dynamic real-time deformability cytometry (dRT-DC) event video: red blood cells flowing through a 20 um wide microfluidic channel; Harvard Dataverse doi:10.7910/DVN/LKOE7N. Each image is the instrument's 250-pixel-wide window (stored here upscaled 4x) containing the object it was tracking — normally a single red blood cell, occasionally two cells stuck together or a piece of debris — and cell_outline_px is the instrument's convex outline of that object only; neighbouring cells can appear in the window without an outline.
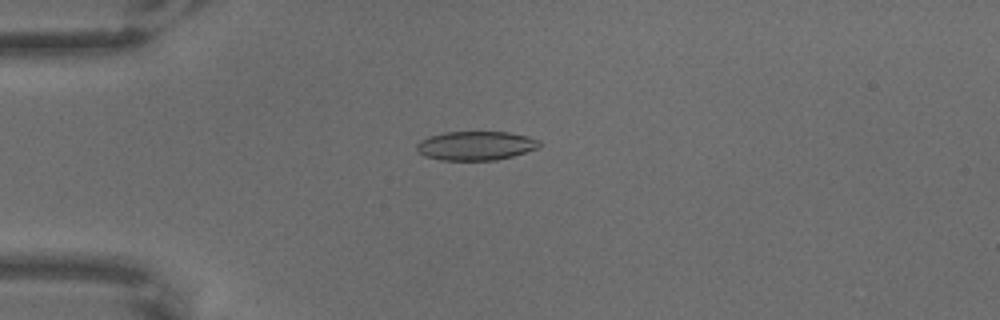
{"species": "common noctule bat (a hibernating species)", "species_latin": "Nyctalus noctula", "temperature_condition": "warm", "stored_images_in_passage": 64, "camera_frame_rate_fps": 3000, "um_per_image_px": 0.085, "animal": {"sex": "male", "body_mass_g": 18.8}, "frame": {"image": 1, "passage_image": 17, "time_ms": 5.333, "image_size_px": [1000, 320], "cell_outline_px": [[544, 144], [540, 148], [512, 156], [496, 160], [440, 160], [424, 156], [416, 148], [416, 144], [420, 140], [428, 136], [444, 132], [508, 132], [528, 136], [540, 140]], "centroid_in_image_um": [40.48, 12.38], "position_along_channel_um": 44.5, "area_um2": 20.98}}
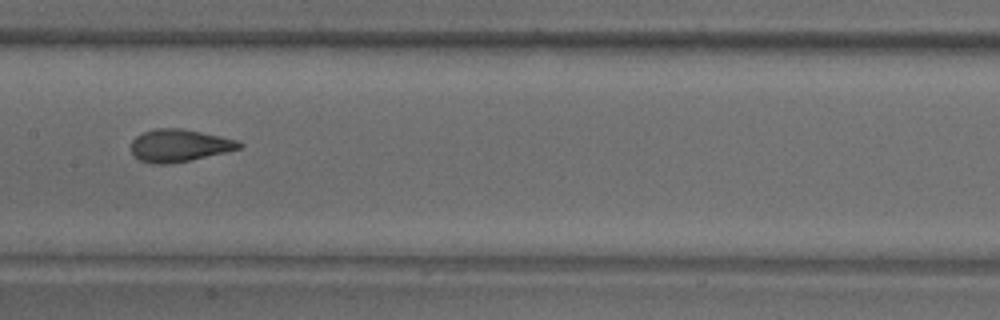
{"frame": {"image": 2, "passage_image": 33, "time_ms": 10.667, "image_size_px": [1000, 320], "cell_outline_px": [[244, 144], [240, 148], [192, 160], [172, 164], [152, 164], [140, 160], [132, 152], [132, 140], [136, 136], [144, 132], [156, 128], [180, 128], [240, 140]], "centroid_in_image_um": [15.25, 12.37], "position_along_channel_um": 192.1, "area_um2": 20.4}}
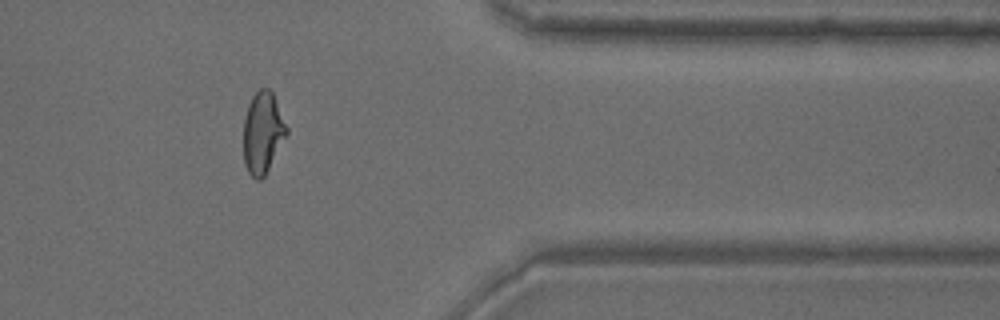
{"frame": {"image": 3, "passage_image": 53, "time_ms": 17.333, "image_size_px": [1000, 320], "cell_outline_px": [[288, 132], [264, 176], [260, 180], [256, 180], [248, 172], [244, 164], [244, 116], [248, 104], [252, 96], [260, 88], [268, 88], [272, 92], [288, 128]], "centroid_in_image_um": [22.32, 11.26], "position_along_channel_um": 389.1, "area_um2": 20.29}}